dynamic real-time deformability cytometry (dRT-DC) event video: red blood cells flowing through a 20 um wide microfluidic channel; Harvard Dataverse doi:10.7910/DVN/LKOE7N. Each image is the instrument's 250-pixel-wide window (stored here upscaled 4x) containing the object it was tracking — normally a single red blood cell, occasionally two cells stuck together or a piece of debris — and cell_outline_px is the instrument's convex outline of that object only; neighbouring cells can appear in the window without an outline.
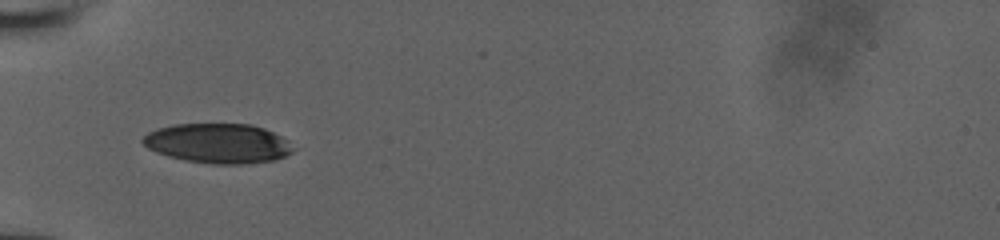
{"species": "human", "species_latin": "Homo sapiens", "temperature_condition": "room temperature", "stored_images_in_passage": 34, "camera_frame_rate_fps": 3000, "um_per_image_px": 0.085, "donor": {"sex": "male"}, "frame": {"image": 1, "passage_image": 1, "time_ms": 0.0, "image_size_px": [1000, 240], "cell_outline_px": [[292, 152], [284, 156], [272, 160], [244, 164], [212, 164], [184, 160], [168, 156], [156, 152], [148, 148], [140, 140], [148, 132], [156, 128], [172, 124], [252, 124], [264, 128], [288, 140], [292, 148]], "centroid_in_image_um": [18.49, 12.18], "position_along_channel_um": 66.5, "area_um2": 34.74}}
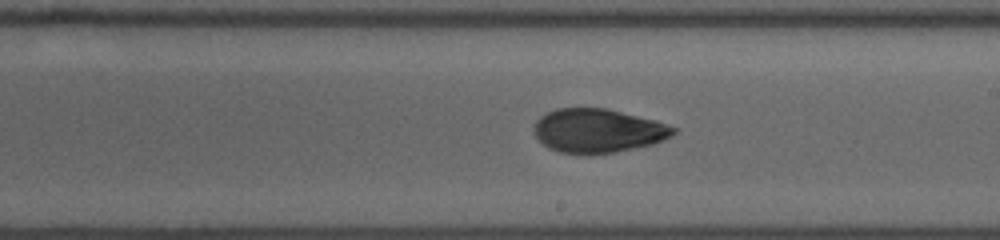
{"frame": {"image": 2, "passage_image": 14, "time_ms": 4.333, "image_size_px": [1000, 240], "cell_outline_px": [[676, 132], [672, 136], [664, 140], [652, 144], [616, 152], [560, 152], [548, 148], [536, 136], [532, 128], [536, 120], [540, 116], [556, 108], [608, 108], [656, 120], [676, 128]], "centroid_in_image_um": [50.83, 11.08], "position_along_channel_um": 238.2, "area_um2": 35.32}}
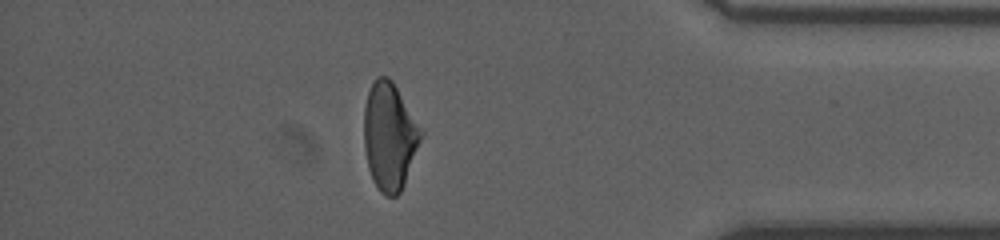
{"frame": {"image": 3, "passage_image": 28, "time_ms": 9.0, "image_size_px": [1000, 240], "cell_outline_px": [[424, 136], [404, 184], [400, 192], [396, 196], [384, 196], [380, 192], [372, 180], [368, 168], [364, 148], [364, 108], [368, 92], [376, 76], [388, 76], [392, 80], [424, 132]], "centroid_in_image_um": [33.12, 11.6], "position_along_channel_um": 402.1, "area_um2": 36.01}}